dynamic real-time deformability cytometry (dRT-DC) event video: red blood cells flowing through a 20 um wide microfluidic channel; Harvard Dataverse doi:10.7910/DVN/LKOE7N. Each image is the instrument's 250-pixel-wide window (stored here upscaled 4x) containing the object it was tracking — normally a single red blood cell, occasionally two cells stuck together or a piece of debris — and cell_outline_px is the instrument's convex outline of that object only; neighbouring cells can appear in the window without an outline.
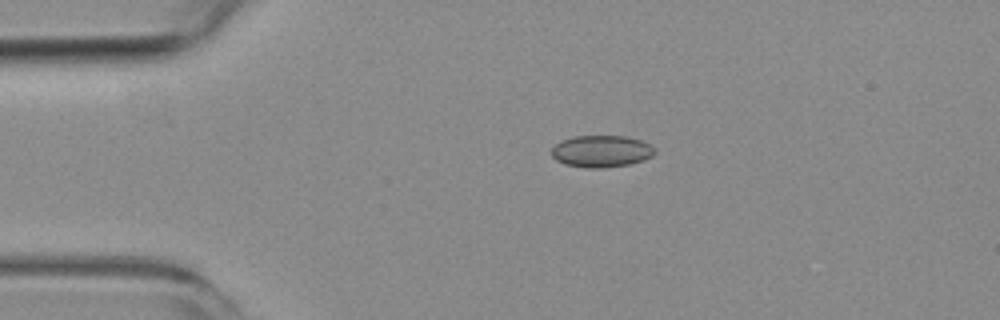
{"species": "common noctule bat (a hibernating species)", "species_latin": "Nyctalus noctula", "temperature_condition": "room temperature", "stored_images_in_passage": 4, "camera_frame_rate_fps": 3000, "um_per_image_px": 0.085, "animal": {"sex": "female", "body_mass_g": 19.3, "forearm_length_mm": 54.1}, "frame": {"image": 1, "passage_image": 3, "time_ms": 3.667, "image_size_px": [1000, 320], "cell_outline_px": [[656, 152], [652, 156], [644, 160], [628, 164], [604, 168], [588, 168], [564, 164], [556, 160], [552, 156], [552, 148], [560, 140], [572, 136], [628, 136], [640, 140], [656, 148]], "centroid_in_image_um": [51.11, 12.85], "position_along_channel_um": 33.9, "area_um2": 19.31}}